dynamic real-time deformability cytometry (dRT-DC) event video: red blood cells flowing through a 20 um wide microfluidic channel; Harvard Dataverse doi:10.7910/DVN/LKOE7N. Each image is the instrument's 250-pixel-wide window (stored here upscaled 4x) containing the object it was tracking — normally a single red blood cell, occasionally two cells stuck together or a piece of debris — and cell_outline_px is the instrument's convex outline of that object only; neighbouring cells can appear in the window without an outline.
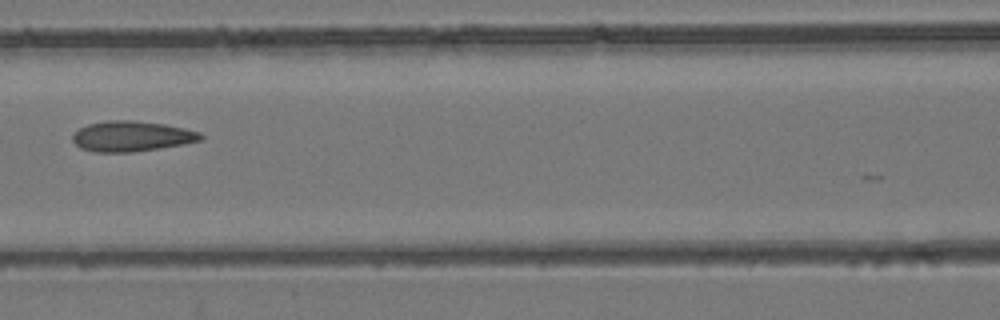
{"species": "common noctule bat (a hibernating species)", "species_latin": "Nyctalus noctula", "temperature_condition": "room temperature", "stored_images_in_passage": 5, "camera_frame_rate_fps": 3000, "um_per_image_px": 0.085, "animal": {"sex": "female", "body_mass_g": 24.6, "forearm_length_mm": 56.2}, "frame": {"image": 1, "passage_image": 4, "time_ms": 1.0, "image_size_px": [1000, 320], "cell_outline_px": [[204, 140], [184, 144], [132, 152], [92, 152], [80, 148], [72, 140], [72, 136], [80, 128], [88, 124], [108, 120], [132, 120], [164, 124], [184, 128], [200, 132], [204, 136]], "centroid_in_image_um": [11.21, 11.58], "position_along_channel_um": 155.4, "area_um2": 22.72}}